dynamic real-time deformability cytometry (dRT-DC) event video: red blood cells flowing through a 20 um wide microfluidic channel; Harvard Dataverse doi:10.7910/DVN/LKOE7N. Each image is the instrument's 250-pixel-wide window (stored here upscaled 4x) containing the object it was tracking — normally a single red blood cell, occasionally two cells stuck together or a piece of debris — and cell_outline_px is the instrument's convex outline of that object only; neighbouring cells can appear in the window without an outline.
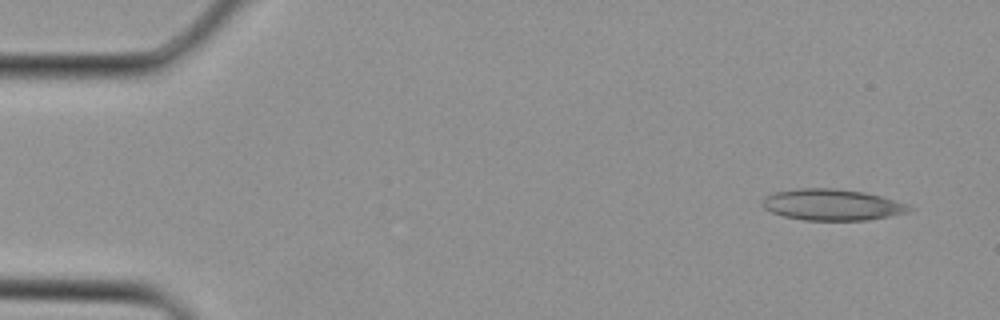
{"species": "Egyptian fruit bat (a non-hibernating species)", "species_latin": "Rousettus aegyptiacus", "temperature_condition": "cold", "stored_images_in_passage": 2, "camera_frame_rate_fps": 3000, "um_per_image_px": 0.085, "animal": {"sex": "female"}, "frame": {"image": 1, "passage_image": 1, "time_ms": 0.0, "image_size_px": [1000, 320], "cell_outline_px": [[916, 208], [912, 212], [868, 220], [804, 220], [784, 216], [772, 212], [764, 208], [760, 204], [764, 196], [776, 192], [800, 188], [832, 188], [864, 192], [880, 196], [908, 204]], "centroid_in_image_um": [70.76, 17.41], "position_along_channel_um": 14.2, "area_um2": 26.88}}